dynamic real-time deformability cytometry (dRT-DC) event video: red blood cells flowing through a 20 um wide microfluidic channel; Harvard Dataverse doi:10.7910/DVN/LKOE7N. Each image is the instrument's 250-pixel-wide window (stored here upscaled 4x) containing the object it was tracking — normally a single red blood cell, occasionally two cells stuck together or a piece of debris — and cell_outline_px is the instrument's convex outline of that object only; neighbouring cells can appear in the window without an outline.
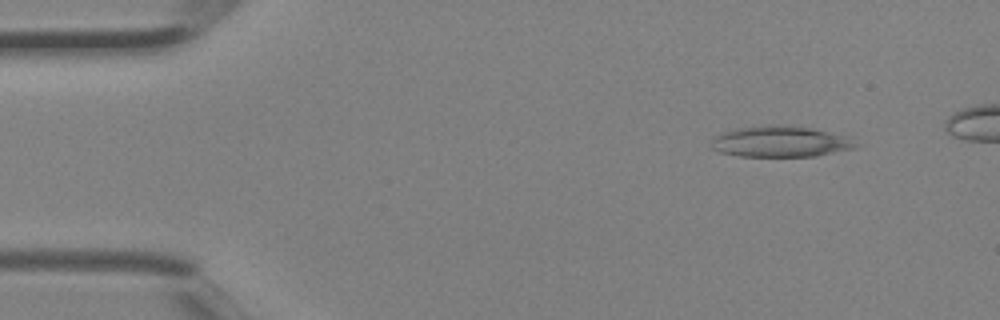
{"species": "Egyptian fruit bat (a non-hibernating species)", "species_latin": "Rousettus aegyptiacus", "temperature_condition": "room temperature", "stored_images_in_passage": 5, "camera_frame_rate_fps": 3000, "um_per_image_px": 0.085, "animal": {"sex": "female"}, "frame": {"image": 1, "passage_image": 2, "time_ms": 0.333, "image_size_px": [1000, 320], "cell_outline_px": [[860, 144], [856, 148], [816, 156], [740, 156], [720, 152], [712, 148], [712, 136], [736, 128], [812, 128], [848, 136]], "centroid_in_image_um": [66.4, 12.09], "position_along_channel_um": 18.6, "area_um2": 25.09}}